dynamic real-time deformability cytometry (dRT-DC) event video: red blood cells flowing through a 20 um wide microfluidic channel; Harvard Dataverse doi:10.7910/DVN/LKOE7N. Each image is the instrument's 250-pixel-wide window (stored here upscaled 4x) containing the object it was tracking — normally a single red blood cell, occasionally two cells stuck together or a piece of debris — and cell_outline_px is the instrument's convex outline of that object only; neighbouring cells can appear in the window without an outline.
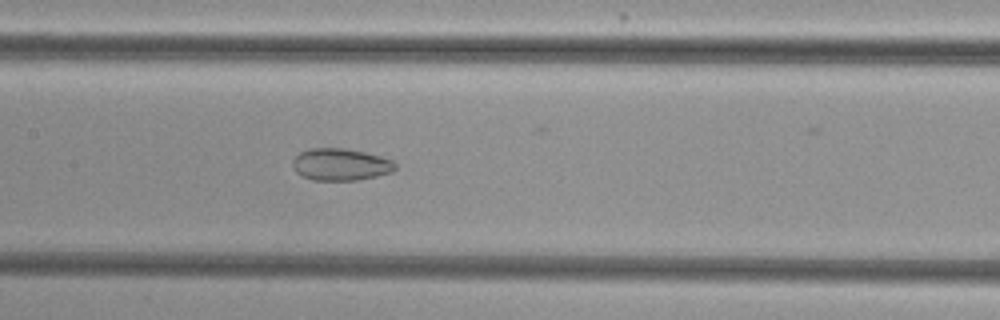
{"species": "common noctule bat (a hibernating species)", "species_latin": "Nyctalus noctula", "temperature_condition": "cold", "stored_images_in_passage": 49, "camera_frame_rate_fps": 3000, "um_per_image_px": 0.085, "animal": {"sex": "female", "body_mass_g": 29.2, "forearm_length_mm": 56.3}, "frame": {"image": 1, "passage_image": 21, "time_ms": 6.667, "image_size_px": [1000, 320], "cell_outline_px": [[396, 168], [392, 172], [376, 176], [356, 180], [312, 180], [296, 172], [292, 164], [292, 160], [300, 152], [308, 148], [344, 148], [364, 152], [380, 156], [392, 160], [396, 164]], "centroid_in_image_um": [28.94, 13.97], "position_along_channel_um": 178.5, "area_um2": 19.13}}
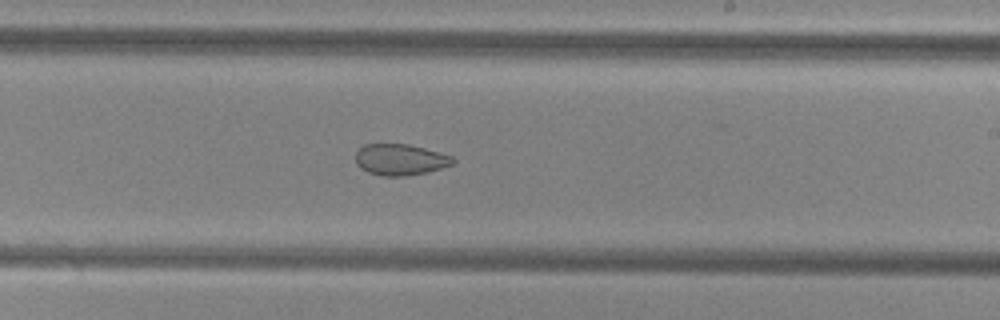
{"frame": {"image": 2, "passage_image": 27, "time_ms": 8.667, "image_size_px": [1000, 320], "cell_outline_px": [[456, 160], [452, 164], [428, 172], [404, 176], [380, 176], [368, 172], [360, 168], [356, 164], [356, 152], [364, 144], [408, 144], [424, 148], [452, 156]], "centroid_in_image_um": [34.0, 13.57], "position_along_channel_um": 255.0, "area_um2": 17.69}}
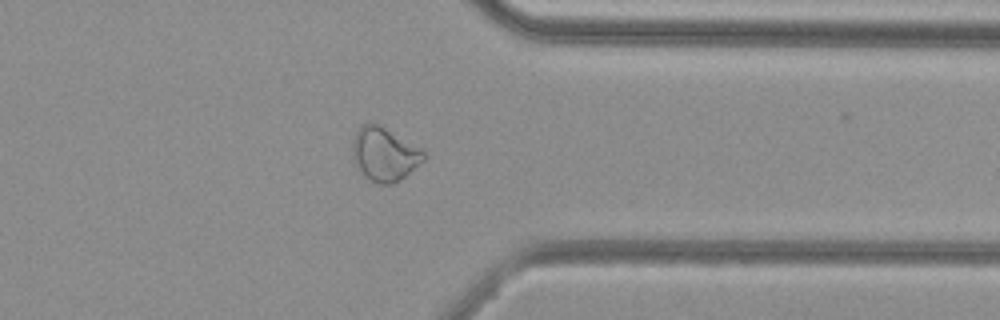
{"frame": {"image": 3, "passage_image": 37, "time_ms": 12.0, "image_size_px": [1000, 320], "cell_outline_px": [[424, 160], [404, 176], [392, 184], [380, 184], [364, 176], [356, 164], [352, 156], [352, 140], [360, 124], [372, 120], [420, 148], [424, 152]], "centroid_in_image_um": [32.62, 13.06], "position_along_channel_um": 378.8, "area_um2": 22.08}, "authors_computed_cell_mechanics": {"area_um2": 23.0622, "velocity_mm_per_s": 3.8397, "shape_relaxation_time_tau1_ms": null, "shape_relaxation_time_tau2_ms": 1.9068, "deformation_change_tau1": null, "deformation_change_tau2": 0.0724}}